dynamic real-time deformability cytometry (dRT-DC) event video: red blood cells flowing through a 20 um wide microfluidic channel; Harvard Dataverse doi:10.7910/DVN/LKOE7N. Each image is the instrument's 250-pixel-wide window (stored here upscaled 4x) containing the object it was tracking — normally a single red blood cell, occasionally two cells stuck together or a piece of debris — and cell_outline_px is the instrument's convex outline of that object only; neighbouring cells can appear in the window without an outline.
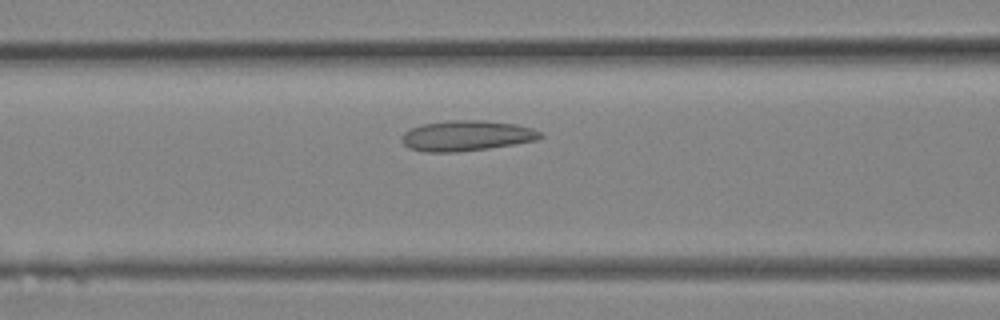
{"species": "Egyptian fruit bat (a non-hibernating species)", "species_latin": "Rousettus aegyptiacus", "temperature_condition": "room temperature", "stored_images_in_passage": 22, "camera_frame_rate_fps": 3000, "um_per_image_px": 0.085, "animal": {"sex": "female"}, "frame": {"image": 1, "passage_image": 5, "time_ms": 1.333, "image_size_px": [1000, 320], "cell_outline_px": [[544, 136], [536, 140], [488, 148], [456, 152], [424, 152], [408, 148], [400, 140], [400, 136], [408, 128], [424, 124], [452, 120], [484, 120], [516, 124], [532, 128], [540, 132]], "centroid_in_image_um": [39.6, 11.53], "position_along_channel_um": 127.0, "area_um2": 24.62}}
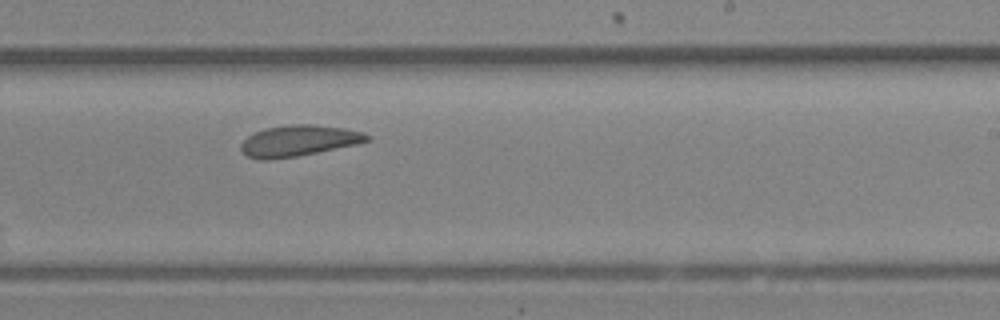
{"frame": {"image": 2, "passage_image": 11, "time_ms": 3.333, "image_size_px": [1000, 320], "cell_outline_px": [[372, 140], [356, 144], [296, 156], [268, 160], [260, 160], [248, 156], [240, 148], [240, 144], [248, 136], [264, 128], [292, 124], [312, 124], [344, 128], [364, 132], [372, 136]], "centroid_in_image_um": [25.41, 11.95], "position_along_channel_um": 263.6, "area_um2": 22.72}}
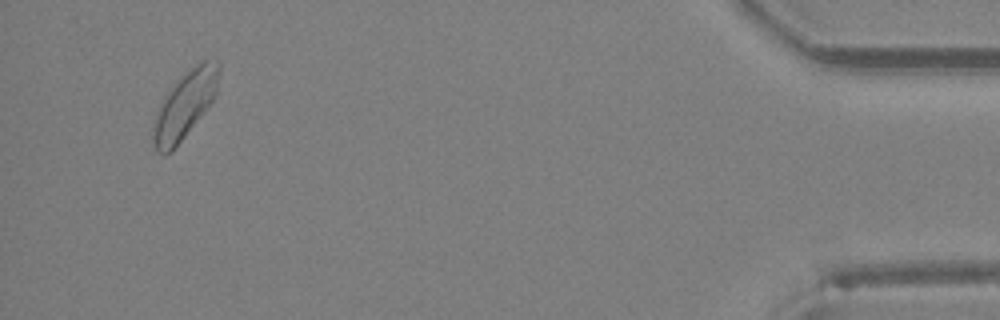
{"frame": {"image": 3, "passage_image": 21, "time_ms": 6.667, "image_size_px": [1000, 320], "cell_outline_px": [[220, 68], [216, 96], [172, 152], [164, 156], [156, 152], [152, 144], [152, 124], [156, 112], [168, 88], [176, 80], [196, 64], [204, 60], [216, 60], [220, 64]], "centroid_in_image_um": [15.67, 8.95], "position_along_channel_um": 419.5, "area_um2": 25.95}}